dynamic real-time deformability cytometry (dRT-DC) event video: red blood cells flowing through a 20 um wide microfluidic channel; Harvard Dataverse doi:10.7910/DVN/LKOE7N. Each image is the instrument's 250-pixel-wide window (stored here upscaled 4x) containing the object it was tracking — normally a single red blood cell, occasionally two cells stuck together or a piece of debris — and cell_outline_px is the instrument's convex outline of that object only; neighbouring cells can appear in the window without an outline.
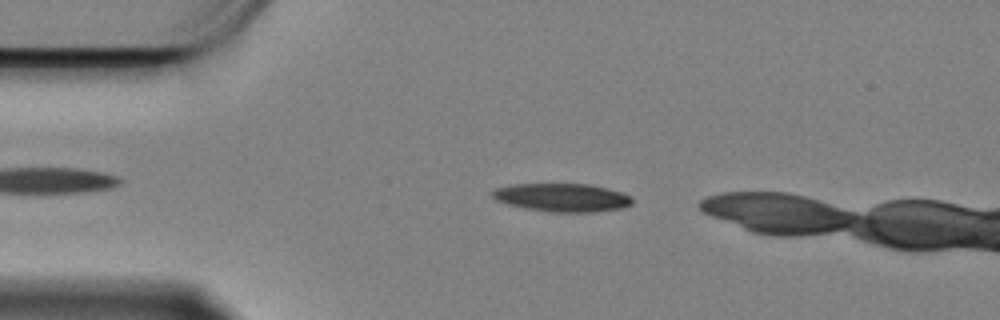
{"species": "Egyptian fruit bat (a non-hibernating species)", "species_latin": "Rousettus aegyptiacus", "temperature_condition": "cold", "stored_images_in_passage": 46, "camera_frame_rate_fps": 3000, "um_per_image_px": 0.085, "animal": {"sex": "female"}, "frame": {"image": 1, "passage_image": 5, "time_ms": 1.333, "image_size_px": [1000, 320], "cell_outline_px": [[632, 204], [624, 208], [592, 212], [552, 212], [524, 208], [508, 204], [496, 200], [492, 196], [492, 192], [496, 188], [508, 184], [588, 184], [608, 188], [632, 196]], "centroid_in_image_um": [47.79, 16.79], "position_along_channel_um": 37.2, "area_um2": 23.12}}
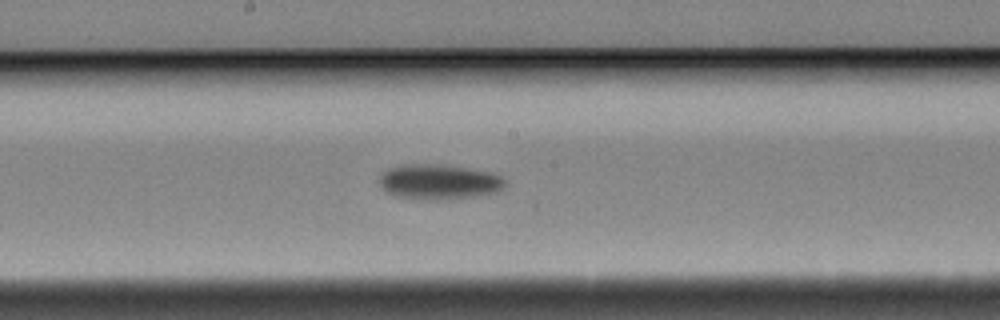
{"frame": {"image": 2, "passage_image": 23, "time_ms": 7.333, "image_size_px": [1000, 320], "cell_outline_px": [[504, 188], [496, 192], [472, 196], [444, 200], [420, 200], [392, 196], [384, 192], [380, 188], [380, 172], [388, 168], [404, 164], [432, 164], [464, 168], [492, 172], [500, 176], [504, 180]], "centroid_in_image_um": [37.21, 15.47], "position_along_channel_um": 211.0, "area_um2": 25.95}}
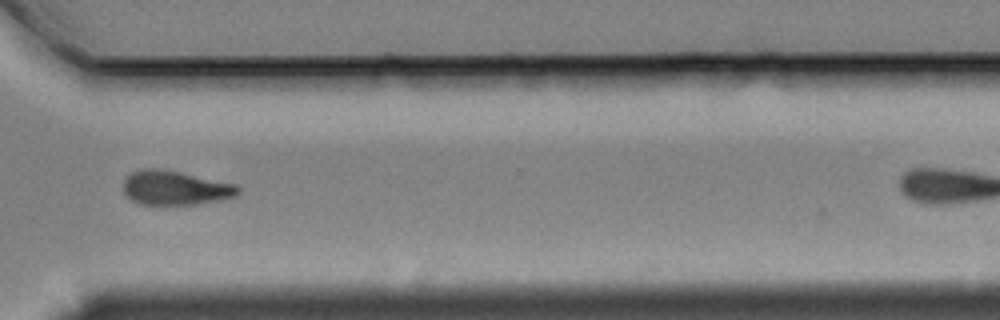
{"frame": {"image": 3, "passage_image": 36, "time_ms": 11.667, "image_size_px": [1000, 320], "cell_outline_px": [[240, 192], [236, 196], [220, 200], [196, 204], [136, 204], [124, 192], [124, 180], [132, 172], [144, 168], [156, 168], [180, 172], [236, 184], [240, 188]], "centroid_in_image_um": [14.91, 15.97], "position_along_channel_um": 355.7, "area_um2": 22.77}, "authors_computed_cell_mechanics": {"area_um2": 23.8136, "velocity_mm_per_s": 3.35, "shape_relaxation_time_tau1_ms": 3.304, "shape_relaxation_time_tau2_ms": null, "deformation_change_tau1": 0.1284, "deformation_change_tau2": null}}